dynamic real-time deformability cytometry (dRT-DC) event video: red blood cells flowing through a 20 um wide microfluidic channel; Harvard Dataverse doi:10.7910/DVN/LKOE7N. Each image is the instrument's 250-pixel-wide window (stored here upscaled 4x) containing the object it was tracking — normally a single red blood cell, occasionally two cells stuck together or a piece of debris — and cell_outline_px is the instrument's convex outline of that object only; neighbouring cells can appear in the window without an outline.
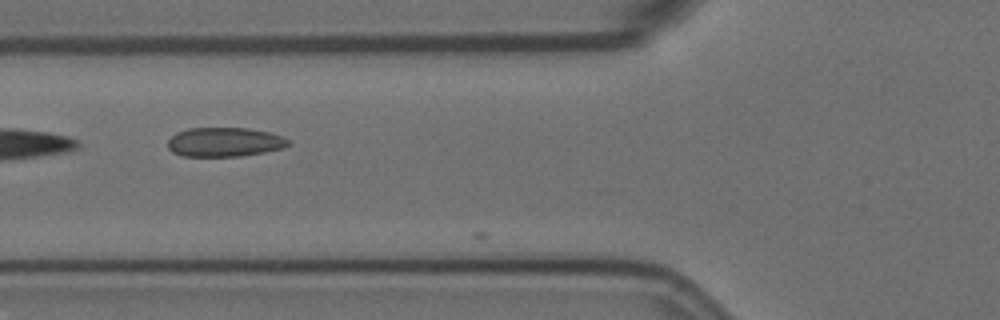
{"species": "Egyptian fruit bat (a non-hibernating species)", "species_latin": "Rousettus aegyptiacus", "temperature_condition": "room temperature", "stored_images_in_passage": 13, "camera_frame_rate_fps": 3000, "um_per_image_px": 0.085, "animal": {"sex": "female"}, "frame": {"image": 1, "passage_image": 12, "time_ms": 3.667, "image_size_px": [1000, 320], "cell_outline_px": [[288, 144], [284, 148], [264, 152], [240, 156], [184, 156], [172, 152], [168, 148], [168, 140], [176, 132], [188, 128], [248, 128], [268, 132], [280, 136], [288, 140]], "centroid_in_image_um": [19.05, 12.07], "position_along_channel_um": 106.8, "area_um2": 20.4}}